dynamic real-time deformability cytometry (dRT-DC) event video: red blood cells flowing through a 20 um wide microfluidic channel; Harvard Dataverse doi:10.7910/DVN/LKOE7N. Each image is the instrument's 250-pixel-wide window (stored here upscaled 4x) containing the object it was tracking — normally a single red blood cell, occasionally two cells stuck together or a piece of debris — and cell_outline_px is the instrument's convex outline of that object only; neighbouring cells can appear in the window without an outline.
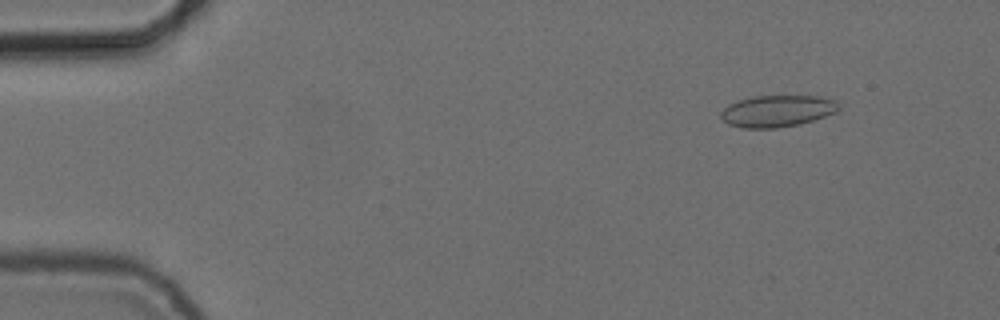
{"species": "common noctule bat (a hibernating species)", "species_latin": "Nyctalus noctula", "temperature_condition": "cold", "stored_images_in_passage": 55, "camera_frame_rate_fps": 3000, "um_per_image_px": 0.085, "animal": {"sex": "female", "body_mass_g": 24.6, "forearm_length_mm": 56.2}, "frame": {"image": 1, "passage_image": 6, "time_ms": 1.667, "image_size_px": [1000, 320], "cell_outline_px": [[840, 108], [836, 112], [800, 124], [776, 128], [740, 128], [728, 124], [720, 116], [720, 112], [728, 104], [752, 96], [820, 96], [836, 100], [840, 104]], "centroid_in_image_um": [66.07, 9.43], "position_along_channel_um": 18.9, "area_um2": 21.85}}
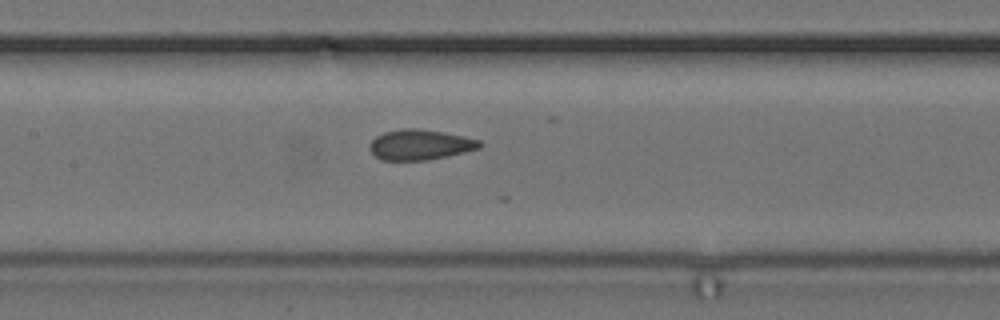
{"frame": {"image": 2, "passage_image": 26, "time_ms": 8.333, "image_size_px": [1000, 320], "cell_outline_px": [[484, 144], [480, 148], [448, 156], [428, 160], [380, 160], [368, 148], [372, 140], [376, 136], [384, 132], [400, 128], [420, 128], [444, 132], [464, 136], [480, 140]], "centroid_in_image_um": [35.72, 12.29], "position_along_channel_um": 171.7, "area_um2": 19.65}}
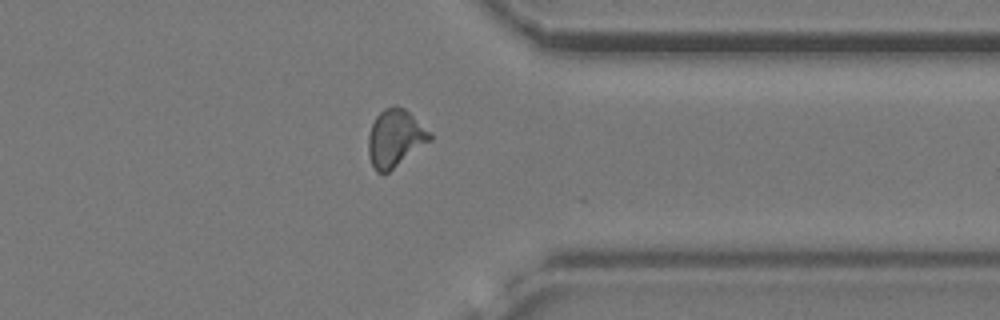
{"frame": {"image": 3, "passage_image": 43, "time_ms": 14.0, "image_size_px": [1000, 320], "cell_outline_px": [[432, 140], [388, 172], [376, 172], [368, 156], [368, 136], [372, 124], [376, 116], [384, 108], [392, 104], [396, 104], [404, 108], [432, 132]], "centroid_in_image_um": [33.6, 11.71], "position_along_channel_um": 377.8, "area_um2": 20.75}, "authors_computed_cell_mechanics": {"area_um2": 19.7098, "velocity_mm_per_s": 3.7354, "shape_relaxation_time_tau1_ms": 6.6318, "shape_relaxation_time_tau2_ms": 1.4621, "deformation_change_tau1": 0.128, "deformation_change_tau2": 0.0651}}